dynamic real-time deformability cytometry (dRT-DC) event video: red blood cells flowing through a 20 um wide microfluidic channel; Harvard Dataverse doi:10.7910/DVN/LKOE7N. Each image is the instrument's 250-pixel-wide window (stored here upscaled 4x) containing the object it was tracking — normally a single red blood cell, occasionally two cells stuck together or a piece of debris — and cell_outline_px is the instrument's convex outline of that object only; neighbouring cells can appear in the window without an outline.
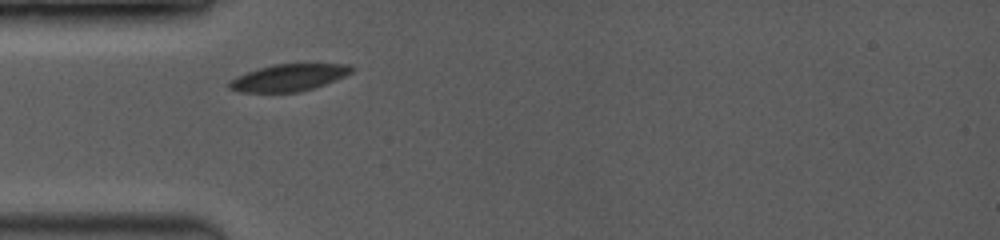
{"species": "common noctule bat (a hibernating species)", "species_latin": "Nyctalus noctula", "temperature_condition": "room temperature", "stored_images_in_passage": 34, "camera_frame_rate_fps": 3500, "um_per_image_px": 0.085, "animal": {"sex": "female", "body_mass_g": 19.0, "forearm_length_mm": 53.3}, "frame": {"image": 1, "passage_image": 1, "time_ms": 0.0, "image_size_px": [1000, 240], "cell_outline_px": [[356, 68], [352, 72], [344, 76], [324, 84], [300, 92], [240, 92], [228, 88], [228, 84], [236, 76], [272, 64], [348, 64]], "centroid_in_image_um": [24.55, 6.59], "position_along_channel_um": 60.5, "area_um2": 19.02}}
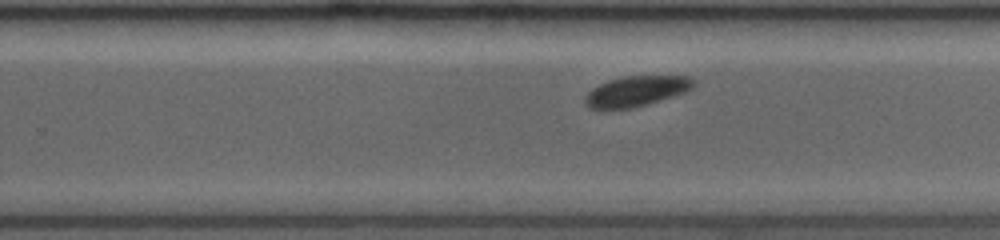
{"frame": {"image": 2, "passage_image": 20, "time_ms": 5.429, "image_size_px": [1000, 240], "cell_outline_px": [[696, 84], [692, 88], [684, 92], [648, 104], [632, 108], [588, 108], [584, 104], [584, 96], [592, 88], [608, 80], [624, 76], [692, 76]], "centroid_in_image_um": [54.08, 7.74], "position_along_channel_um": 275.7, "area_um2": 19.13}}
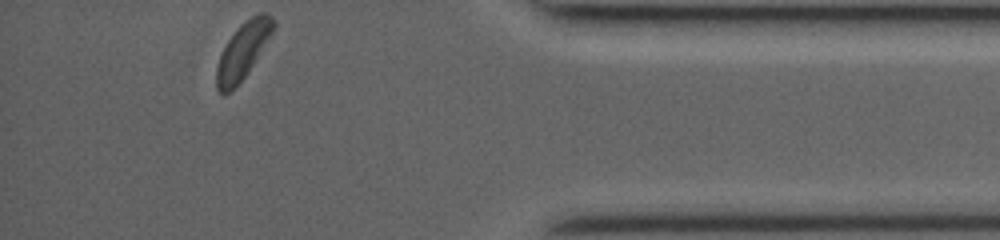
{"frame": {"image": 3, "passage_image": 34, "time_ms": 9.429, "image_size_px": [1000, 240], "cell_outline_px": [[276, 28], [244, 76], [224, 96], [216, 88], [216, 68], [220, 56], [228, 40], [240, 24], [252, 16], [260, 12], [264, 12], [272, 16], [276, 24]], "centroid_in_image_um": [20.66, 4.27], "position_along_channel_um": 414.5, "area_um2": 18.15}, "authors_computed_cell_mechanics": {"area_um2": 19.7676, "velocity_mm_per_s": 4.0111, "shape_relaxation_time_tau1_ms": 5.8214, "shape_relaxation_time_tau2_ms": null, "deformation_change_tau1": 0.1624, "deformation_change_tau2": null}}